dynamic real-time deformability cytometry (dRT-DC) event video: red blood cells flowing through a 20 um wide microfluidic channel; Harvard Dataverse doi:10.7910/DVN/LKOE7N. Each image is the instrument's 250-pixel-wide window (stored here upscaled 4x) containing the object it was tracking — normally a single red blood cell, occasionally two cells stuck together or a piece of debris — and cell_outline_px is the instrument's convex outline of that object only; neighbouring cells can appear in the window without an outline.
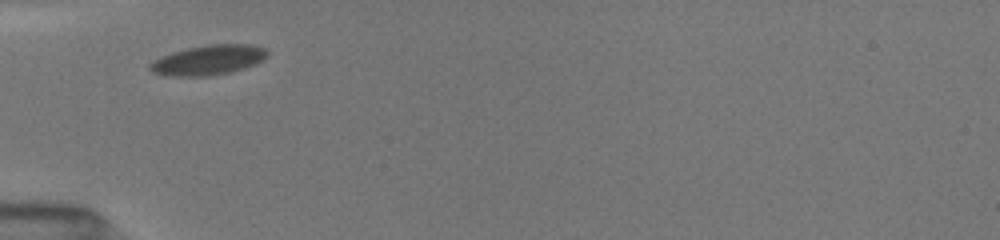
{"species": "common noctule bat (a hibernating species)", "species_latin": "Nyctalus noctula", "temperature_condition": "room temperature", "stored_images_in_passage": 48, "camera_frame_rate_fps": 3000, "um_per_image_px": 0.085, "animal": {"sex": "female", "body_mass_g": 19.5, "forearm_length_mm": 54.1}, "frame": {"image": 1, "passage_image": 1, "time_ms": 0.0, "image_size_px": [1000, 240], "cell_outline_px": [[268, 52], [260, 60], [244, 68], [228, 72], [208, 76], [172, 76], [152, 72], [148, 68], [148, 64], [172, 52], [188, 48], [208, 44], [248, 44], [264, 48]], "centroid_in_image_um": [17.66, 5.1], "position_along_channel_um": 67.3, "area_um2": 19.94}}
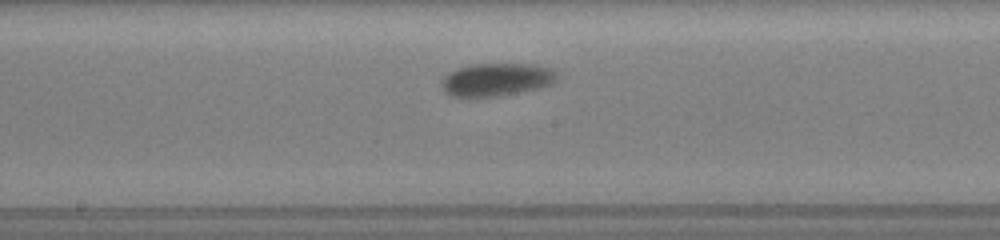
{"frame": {"image": 2, "passage_image": 20, "time_ms": 3.667, "image_size_px": [1000, 240], "cell_outline_px": [[556, 76], [552, 84], [540, 88], [500, 96], [468, 100], [452, 96], [444, 92], [440, 84], [444, 76], [460, 68], [476, 64], [532, 64], [548, 68]], "centroid_in_image_um": [42.11, 6.82], "position_along_channel_um": 206.1, "area_um2": 22.37}}
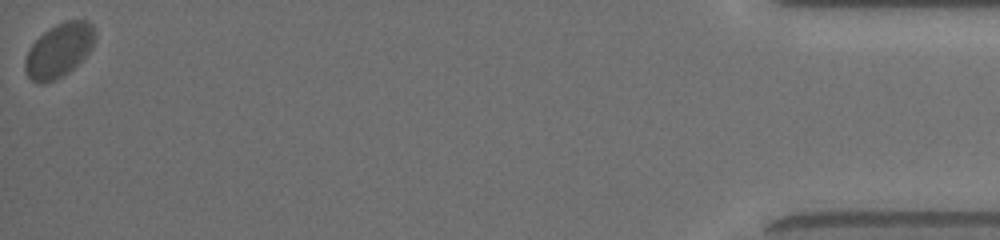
{"frame": {"image": 3, "passage_image": 48, "time_ms": 11.667, "image_size_px": [1000, 240], "cell_outline_px": [[92, 48], [68, 72], [56, 80], [32, 80], [28, 76], [24, 68], [24, 60], [32, 44], [44, 32], [56, 24], [68, 20], [88, 20], [92, 24]], "centroid_in_image_um": [4.99, 4.25], "position_along_channel_um": 430.2, "area_um2": 21.04}, "authors_computed_cell_mechanics": {"area_um2": 21.097, "velocity_mm_per_s": 3.8592, "shape_relaxation_time_tau1_ms": 1.1303, "shape_relaxation_time_tau2_ms": null, "deformation_change_tau1": 0.0377, "deformation_change_tau2": null}}